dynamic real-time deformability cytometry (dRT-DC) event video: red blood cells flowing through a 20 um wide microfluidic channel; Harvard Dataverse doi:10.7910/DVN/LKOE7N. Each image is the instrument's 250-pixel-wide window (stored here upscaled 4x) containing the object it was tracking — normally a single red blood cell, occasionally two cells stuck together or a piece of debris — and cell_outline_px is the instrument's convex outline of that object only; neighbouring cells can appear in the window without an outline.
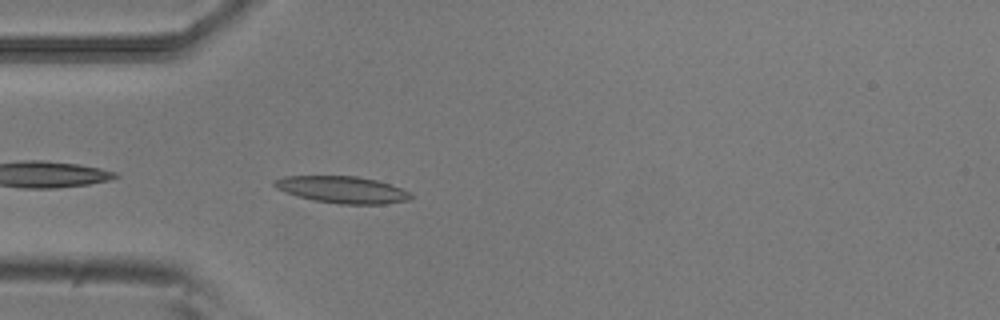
{"species": "common noctule bat (a hibernating species)", "species_latin": "Nyctalus noctula", "temperature_condition": "room temperature", "stored_images_in_passage": 39, "camera_frame_rate_fps": 3000, "um_per_image_px": 0.085, "animal": {"sex": "male", "body_mass_g": 20.5, "forearm_length_mm": 52.5}, "frame": {"image": 1, "passage_image": 2, "time_ms": 0.333, "image_size_px": [1000, 320], "cell_outline_px": [[412, 196], [408, 200], [384, 204], [340, 204], [316, 200], [296, 196], [276, 188], [272, 184], [276, 180], [284, 176], [356, 176], [376, 180], [412, 192]], "centroid_in_image_um": [29.1, 16.12], "position_along_channel_um": 55.9, "area_um2": 21.15}}
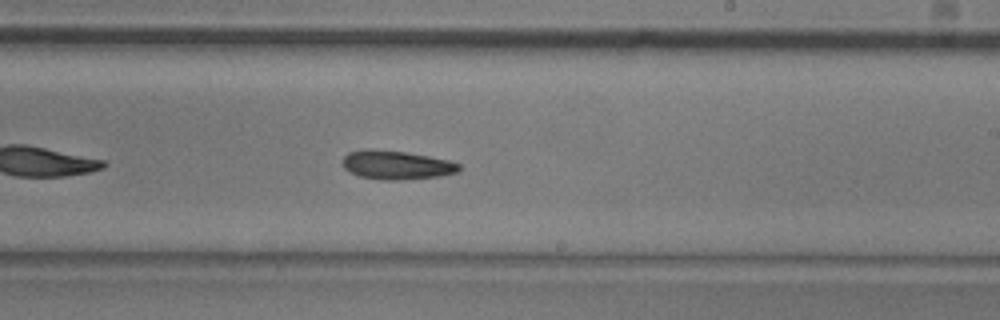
{"frame": {"image": 2, "passage_image": 18, "time_ms": 5.667, "image_size_px": [1000, 320], "cell_outline_px": [[460, 168], [456, 172], [440, 176], [396, 180], [384, 180], [360, 176], [348, 172], [344, 168], [344, 156], [348, 152], [404, 152], [428, 156], [448, 160], [460, 164]], "centroid_in_image_um": [33.75, 14.07], "position_along_channel_um": 255.2, "area_um2": 18.55}}
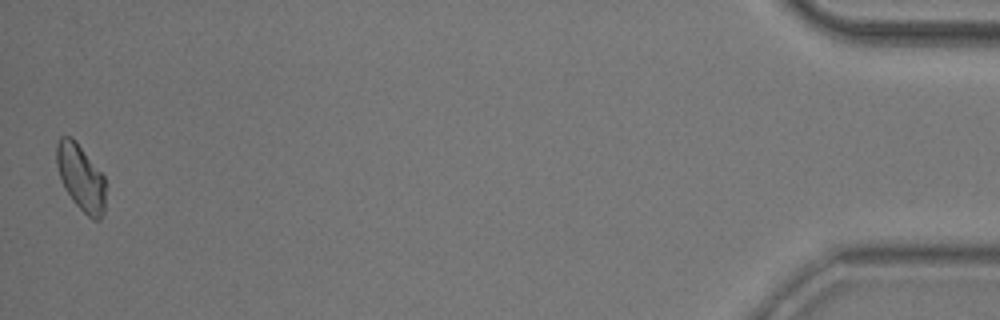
{"frame": {"image": 3, "passage_image": 39, "time_ms": 12.667, "image_size_px": [1000, 320], "cell_outline_px": [[104, 212], [100, 220], [92, 220], [72, 200], [64, 188], [56, 164], [56, 144], [60, 136], [72, 136], [76, 140], [104, 176]], "centroid_in_image_um": [6.85, 15.07], "position_along_channel_um": 428.4, "area_um2": 18.9}, "authors_computed_cell_mechanics": {"area_um2": 19.1896, "velocity_mm_per_s": 3.8076, "shape_relaxation_time_tau1_ms": 11.0454, "shape_relaxation_time_tau2_ms": null, "deformation_change_tau1": 0.188, "deformation_change_tau2": null}}